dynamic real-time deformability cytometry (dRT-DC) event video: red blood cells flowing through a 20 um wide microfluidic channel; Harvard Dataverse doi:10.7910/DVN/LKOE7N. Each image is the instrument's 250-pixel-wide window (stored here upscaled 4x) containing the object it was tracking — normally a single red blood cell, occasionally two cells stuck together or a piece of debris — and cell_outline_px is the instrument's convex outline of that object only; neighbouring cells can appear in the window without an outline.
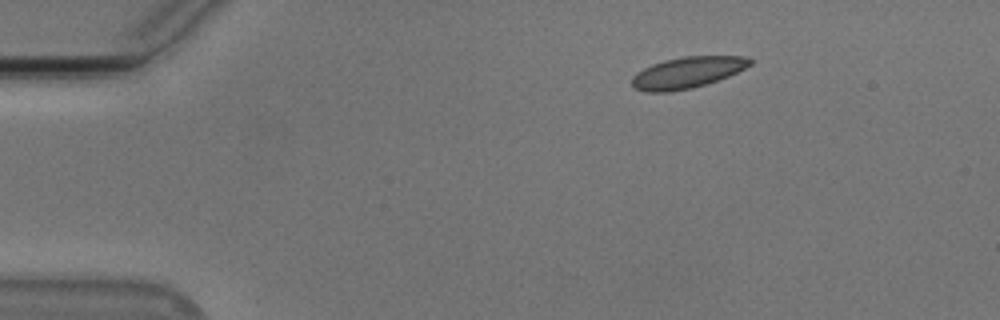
{"species": "Egyptian fruit bat (a non-hibernating species)", "species_latin": "Rousettus aegyptiacus", "temperature_condition": "cold", "stored_images_in_passage": 1, "camera_frame_rate_fps": 3000, "um_per_image_px": 0.085, "animal": {"sex": "male"}, "frame": {"image": 1, "passage_image": 1, "time_ms": 0.0, "image_size_px": [1000, 320], "cell_outline_px": [[752, 64], [728, 76], [692, 88], [672, 92], [644, 92], [636, 88], [632, 84], [632, 76], [636, 72], [652, 64], [664, 60], [684, 56], [748, 56], [752, 60]], "centroid_in_image_um": [58.4, 6.16], "position_along_channel_um": 26.6, "area_um2": 21.44}}